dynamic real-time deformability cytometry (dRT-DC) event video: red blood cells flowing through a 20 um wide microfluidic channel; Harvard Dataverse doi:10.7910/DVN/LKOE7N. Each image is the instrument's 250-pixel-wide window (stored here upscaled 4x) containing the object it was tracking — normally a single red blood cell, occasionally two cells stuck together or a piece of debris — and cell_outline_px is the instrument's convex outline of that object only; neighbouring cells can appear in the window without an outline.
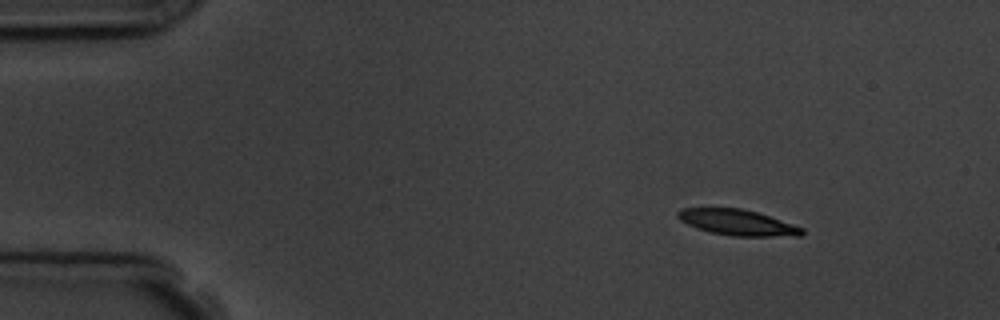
{"species": "common noctule bat (a hibernating species)", "species_latin": "Nyctalus noctula", "temperature_condition": "room temperature", "stored_images_in_passage": 7, "camera_frame_rate_fps": 3000, "um_per_image_px": 0.085, "animal": {"sex": "male", "body_mass_g": 19.5, "forearm_length_mm": 54.6}, "frame": {"image": 1, "passage_image": 2, "time_ms": 1.333, "image_size_px": [1000, 320], "cell_outline_px": [[804, 232], [800, 236], [732, 236], [708, 232], [696, 228], [680, 220], [676, 216], [676, 212], [680, 208], [740, 208], [756, 212], [804, 228]], "centroid_in_image_um": [62.64, 18.91], "position_along_channel_um": 22.4, "area_um2": 18.61}}
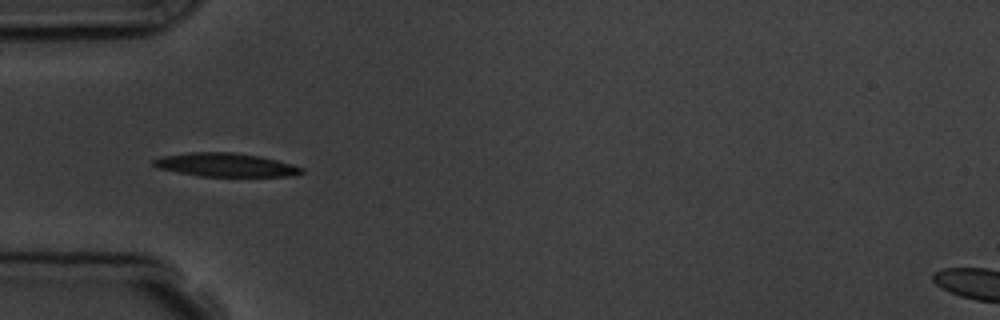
{"frame": {"image": 2, "passage_image": 5, "time_ms": 4.667, "image_size_px": [1000, 320], "cell_outline_px": [[304, 172], [296, 176], [200, 176], [160, 168], [152, 164], [152, 160], [160, 156], [188, 152], [232, 152], [260, 156], [292, 164], [304, 168]], "centroid_in_image_um": [19.2, 14.01], "position_along_channel_um": 65.8, "area_um2": 20.29}}